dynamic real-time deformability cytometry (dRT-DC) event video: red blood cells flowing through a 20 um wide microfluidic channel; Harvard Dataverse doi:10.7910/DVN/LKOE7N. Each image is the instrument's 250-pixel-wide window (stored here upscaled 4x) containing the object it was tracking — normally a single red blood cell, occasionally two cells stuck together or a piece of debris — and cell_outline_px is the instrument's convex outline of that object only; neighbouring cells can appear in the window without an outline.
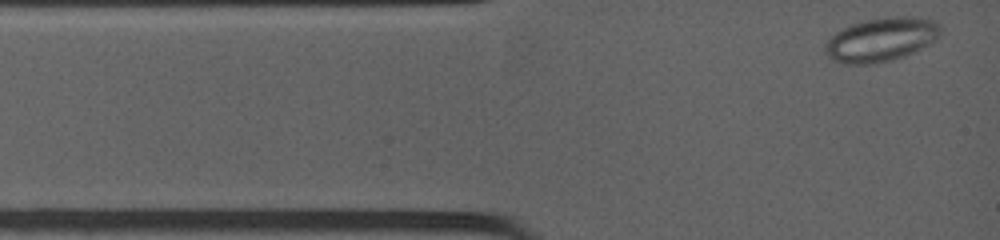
{"species": "common noctule bat (a hibernating species)", "species_latin": "Nyctalus noctula", "temperature_condition": "warm", "stored_images_in_passage": 36, "camera_frame_rate_fps": 4500, "um_per_image_px": 0.085, "animal": {"sex": "female", "body_mass_g": 19.0, "forearm_length_mm": 53.3}, "frame": {"image": 1, "passage_image": 1, "time_ms": 0.0, "image_size_px": [1000, 240], "cell_outline_px": [[940, 36], [928, 44], [904, 56], [892, 60], [868, 64], [844, 64], [832, 60], [824, 52], [824, 44], [836, 32], [852, 24], [868, 20], [896, 16], [912, 16], [936, 20], [940, 24]], "centroid_in_image_um": [74.9, 3.36], "position_along_channel_um": 10.1, "area_um2": 29.3}}
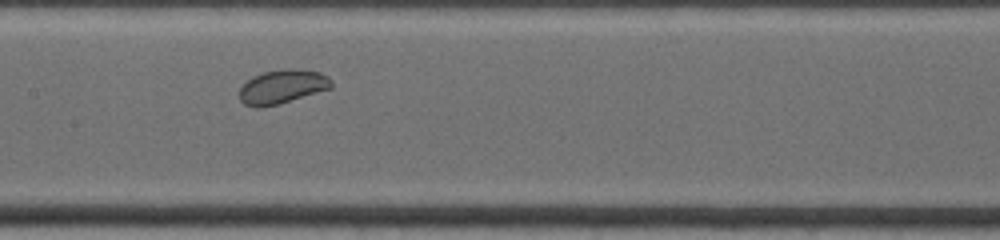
{"frame": {"image": 2, "passage_image": 17, "time_ms": 5.333, "image_size_px": [1000, 240], "cell_outline_px": [[332, 88], [280, 104], [256, 108], [244, 104], [240, 100], [240, 88], [252, 76], [264, 72], [284, 68], [300, 68], [320, 72], [328, 76], [332, 80]], "centroid_in_image_um": [24.02, 7.36], "position_along_channel_um": 183.4, "area_um2": 18.44}}
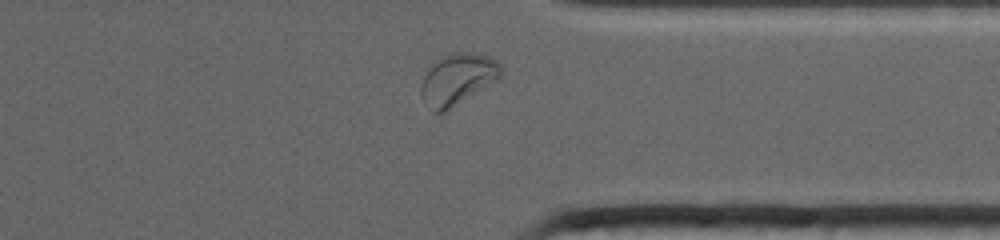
{"frame": {"image": 3, "passage_image": 33, "time_ms": 10.222, "image_size_px": [1000, 240], "cell_outline_px": [[504, 72], [500, 76], [448, 112], [432, 112], [420, 92], [420, 88], [424, 76], [428, 68], [436, 60], [448, 52], [472, 52], [488, 56], [496, 60], [504, 68]], "centroid_in_image_um": [38.89, 6.72], "position_along_channel_um": 372.5, "area_um2": 23.93}}